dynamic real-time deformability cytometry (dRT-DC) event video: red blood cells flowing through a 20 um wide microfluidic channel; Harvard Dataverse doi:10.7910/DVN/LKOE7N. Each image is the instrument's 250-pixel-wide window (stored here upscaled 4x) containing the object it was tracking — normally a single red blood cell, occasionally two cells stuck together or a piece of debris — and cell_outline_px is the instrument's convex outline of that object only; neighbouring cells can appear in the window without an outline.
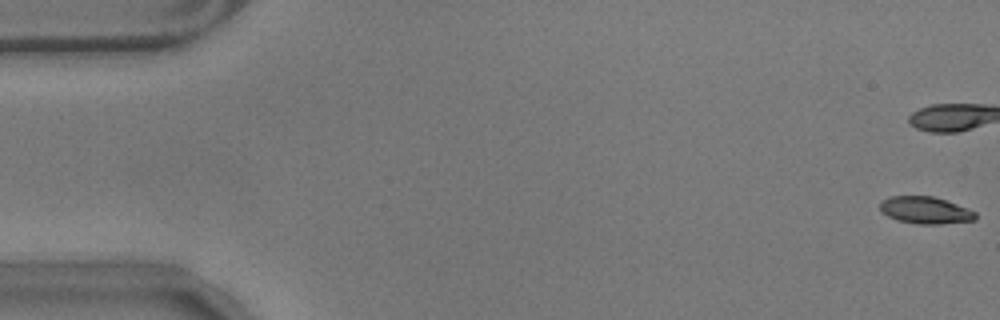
{"species": "common noctule bat (a hibernating species)", "species_latin": "Nyctalus noctula", "temperature_condition": "warm", "stored_images_in_passage": 20, "camera_frame_rate_fps": 3000, "um_per_image_px": 0.085, "animal": {"sex": "male", "body_mass_g": 17.9}, "frame": {"image": 1, "passage_image": 1, "time_ms": 0.0, "image_size_px": [1000, 320], "cell_outline_px": [[976, 220], [940, 224], [916, 224], [896, 220], [880, 212], [880, 200], [888, 196], [932, 196], [968, 208], [976, 212]], "centroid_in_image_um": [78.61, 17.87], "position_along_channel_um": 6.4, "area_um2": 15.2}}